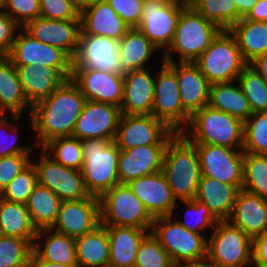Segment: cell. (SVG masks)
Wrapping results in <instances>:
<instances>
[{
	"label": "cell",
	"instance_id": "obj_1",
	"mask_svg": "<svg viewBox=\"0 0 267 267\" xmlns=\"http://www.w3.org/2000/svg\"><path fill=\"white\" fill-rule=\"evenodd\" d=\"M85 96L78 85L66 79L46 99L36 103L32 110L31 127L41 148L58 137H71L84 104Z\"/></svg>",
	"mask_w": 267,
	"mask_h": 267
},
{
	"label": "cell",
	"instance_id": "obj_2",
	"mask_svg": "<svg viewBox=\"0 0 267 267\" xmlns=\"http://www.w3.org/2000/svg\"><path fill=\"white\" fill-rule=\"evenodd\" d=\"M162 172L178 201L195 199L201 169L198 151L182 133H176L165 148Z\"/></svg>",
	"mask_w": 267,
	"mask_h": 267
},
{
	"label": "cell",
	"instance_id": "obj_3",
	"mask_svg": "<svg viewBox=\"0 0 267 267\" xmlns=\"http://www.w3.org/2000/svg\"><path fill=\"white\" fill-rule=\"evenodd\" d=\"M222 29L206 20L192 5L181 11L172 44L163 53V62H175L172 58L178 53L179 62H195L210 46Z\"/></svg>",
	"mask_w": 267,
	"mask_h": 267
},
{
	"label": "cell",
	"instance_id": "obj_4",
	"mask_svg": "<svg viewBox=\"0 0 267 267\" xmlns=\"http://www.w3.org/2000/svg\"><path fill=\"white\" fill-rule=\"evenodd\" d=\"M187 128L182 134L193 144L243 149L244 122L208 105L190 117Z\"/></svg>",
	"mask_w": 267,
	"mask_h": 267
},
{
	"label": "cell",
	"instance_id": "obj_5",
	"mask_svg": "<svg viewBox=\"0 0 267 267\" xmlns=\"http://www.w3.org/2000/svg\"><path fill=\"white\" fill-rule=\"evenodd\" d=\"M83 164L81 175L91 196L100 197L113 186L120 184L118 159L120 149L113 140H81Z\"/></svg>",
	"mask_w": 267,
	"mask_h": 267
},
{
	"label": "cell",
	"instance_id": "obj_6",
	"mask_svg": "<svg viewBox=\"0 0 267 267\" xmlns=\"http://www.w3.org/2000/svg\"><path fill=\"white\" fill-rule=\"evenodd\" d=\"M100 224L151 231L154 217L127 184H117L99 197Z\"/></svg>",
	"mask_w": 267,
	"mask_h": 267
},
{
	"label": "cell",
	"instance_id": "obj_7",
	"mask_svg": "<svg viewBox=\"0 0 267 267\" xmlns=\"http://www.w3.org/2000/svg\"><path fill=\"white\" fill-rule=\"evenodd\" d=\"M153 236L168 252L175 266L207 259L208 239L205 235L185 229L172 216L155 217L151 229Z\"/></svg>",
	"mask_w": 267,
	"mask_h": 267
},
{
	"label": "cell",
	"instance_id": "obj_8",
	"mask_svg": "<svg viewBox=\"0 0 267 267\" xmlns=\"http://www.w3.org/2000/svg\"><path fill=\"white\" fill-rule=\"evenodd\" d=\"M194 63L210 84L237 81L248 65L229 30H222Z\"/></svg>",
	"mask_w": 267,
	"mask_h": 267
},
{
	"label": "cell",
	"instance_id": "obj_9",
	"mask_svg": "<svg viewBox=\"0 0 267 267\" xmlns=\"http://www.w3.org/2000/svg\"><path fill=\"white\" fill-rule=\"evenodd\" d=\"M253 240L228 220L219 221L208 238L207 259L217 267H243L252 263Z\"/></svg>",
	"mask_w": 267,
	"mask_h": 267
},
{
	"label": "cell",
	"instance_id": "obj_10",
	"mask_svg": "<svg viewBox=\"0 0 267 267\" xmlns=\"http://www.w3.org/2000/svg\"><path fill=\"white\" fill-rule=\"evenodd\" d=\"M154 82L152 115L164 122L172 131L182 133L189 124L190 115L182 106L175 72L162 62Z\"/></svg>",
	"mask_w": 267,
	"mask_h": 267
},
{
	"label": "cell",
	"instance_id": "obj_11",
	"mask_svg": "<svg viewBox=\"0 0 267 267\" xmlns=\"http://www.w3.org/2000/svg\"><path fill=\"white\" fill-rule=\"evenodd\" d=\"M17 33L11 51L6 55L13 65L56 68L66 79L72 77V59L61 49L33 38L23 28Z\"/></svg>",
	"mask_w": 267,
	"mask_h": 267
},
{
	"label": "cell",
	"instance_id": "obj_12",
	"mask_svg": "<svg viewBox=\"0 0 267 267\" xmlns=\"http://www.w3.org/2000/svg\"><path fill=\"white\" fill-rule=\"evenodd\" d=\"M175 134L153 115L122 114L114 142L120 150L136 146L167 145Z\"/></svg>",
	"mask_w": 267,
	"mask_h": 267
},
{
	"label": "cell",
	"instance_id": "obj_13",
	"mask_svg": "<svg viewBox=\"0 0 267 267\" xmlns=\"http://www.w3.org/2000/svg\"><path fill=\"white\" fill-rule=\"evenodd\" d=\"M186 5L163 0H145L140 24L137 28L159 50L172 44L180 11Z\"/></svg>",
	"mask_w": 267,
	"mask_h": 267
},
{
	"label": "cell",
	"instance_id": "obj_14",
	"mask_svg": "<svg viewBox=\"0 0 267 267\" xmlns=\"http://www.w3.org/2000/svg\"><path fill=\"white\" fill-rule=\"evenodd\" d=\"M119 41L101 35L79 34L72 69H91L124 75L120 66Z\"/></svg>",
	"mask_w": 267,
	"mask_h": 267
},
{
	"label": "cell",
	"instance_id": "obj_15",
	"mask_svg": "<svg viewBox=\"0 0 267 267\" xmlns=\"http://www.w3.org/2000/svg\"><path fill=\"white\" fill-rule=\"evenodd\" d=\"M195 146L198 151L201 176L211 177L242 189L243 149L210 144H195Z\"/></svg>",
	"mask_w": 267,
	"mask_h": 267
},
{
	"label": "cell",
	"instance_id": "obj_16",
	"mask_svg": "<svg viewBox=\"0 0 267 267\" xmlns=\"http://www.w3.org/2000/svg\"><path fill=\"white\" fill-rule=\"evenodd\" d=\"M40 185L49 188L62 201L81 200L91 197L79 170L55 162L43 151L39 162L31 161Z\"/></svg>",
	"mask_w": 267,
	"mask_h": 267
},
{
	"label": "cell",
	"instance_id": "obj_17",
	"mask_svg": "<svg viewBox=\"0 0 267 267\" xmlns=\"http://www.w3.org/2000/svg\"><path fill=\"white\" fill-rule=\"evenodd\" d=\"M121 115L120 107L86 100L72 137L114 141Z\"/></svg>",
	"mask_w": 267,
	"mask_h": 267
},
{
	"label": "cell",
	"instance_id": "obj_18",
	"mask_svg": "<svg viewBox=\"0 0 267 267\" xmlns=\"http://www.w3.org/2000/svg\"><path fill=\"white\" fill-rule=\"evenodd\" d=\"M100 225L99 198L62 201L51 230L72 238L93 231Z\"/></svg>",
	"mask_w": 267,
	"mask_h": 267
},
{
	"label": "cell",
	"instance_id": "obj_19",
	"mask_svg": "<svg viewBox=\"0 0 267 267\" xmlns=\"http://www.w3.org/2000/svg\"><path fill=\"white\" fill-rule=\"evenodd\" d=\"M71 79L86 100L120 107L123 101V75L91 69H72Z\"/></svg>",
	"mask_w": 267,
	"mask_h": 267
},
{
	"label": "cell",
	"instance_id": "obj_20",
	"mask_svg": "<svg viewBox=\"0 0 267 267\" xmlns=\"http://www.w3.org/2000/svg\"><path fill=\"white\" fill-rule=\"evenodd\" d=\"M33 38L63 50L71 59L78 48L80 19L58 20L37 17L22 27Z\"/></svg>",
	"mask_w": 267,
	"mask_h": 267
},
{
	"label": "cell",
	"instance_id": "obj_21",
	"mask_svg": "<svg viewBox=\"0 0 267 267\" xmlns=\"http://www.w3.org/2000/svg\"><path fill=\"white\" fill-rule=\"evenodd\" d=\"M126 184L154 218L173 216L176 198L162 170L133 179Z\"/></svg>",
	"mask_w": 267,
	"mask_h": 267
},
{
	"label": "cell",
	"instance_id": "obj_22",
	"mask_svg": "<svg viewBox=\"0 0 267 267\" xmlns=\"http://www.w3.org/2000/svg\"><path fill=\"white\" fill-rule=\"evenodd\" d=\"M176 74L184 110L192 116L208 105L210 83L194 62H165Z\"/></svg>",
	"mask_w": 267,
	"mask_h": 267
},
{
	"label": "cell",
	"instance_id": "obj_23",
	"mask_svg": "<svg viewBox=\"0 0 267 267\" xmlns=\"http://www.w3.org/2000/svg\"><path fill=\"white\" fill-rule=\"evenodd\" d=\"M166 146L147 145L120 150L118 159L120 184L161 171Z\"/></svg>",
	"mask_w": 267,
	"mask_h": 267
},
{
	"label": "cell",
	"instance_id": "obj_24",
	"mask_svg": "<svg viewBox=\"0 0 267 267\" xmlns=\"http://www.w3.org/2000/svg\"><path fill=\"white\" fill-rule=\"evenodd\" d=\"M123 101L120 106L124 115H152L154 82L148 69H137L123 75Z\"/></svg>",
	"mask_w": 267,
	"mask_h": 267
},
{
	"label": "cell",
	"instance_id": "obj_25",
	"mask_svg": "<svg viewBox=\"0 0 267 267\" xmlns=\"http://www.w3.org/2000/svg\"><path fill=\"white\" fill-rule=\"evenodd\" d=\"M228 221L252 240L267 232V199L240 189Z\"/></svg>",
	"mask_w": 267,
	"mask_h": 267
},
{
	"label": "cell",
	"instance_id": "obj_26",
	"mask_svg": "<svg viewBox=\"0 0 267 267\" xmlns=\"http://www.w3.org/2000/svg\"><path fill=\"white\" fill-rule=\"evenodd\" d=\"M80 34L101 35L119 41L130 29L106 0L80 10Z\"/></svg>",
	"mask_w": 267,
	"mask_h": 267
},
{
	"label": "cell",
	"instance_id": "obj_27",
	"mask_svg": "<svg viewBox=\"0 0 267 267\" xmlns=\"http://www.w3.org/2000/svg\"><path fill=\"white\" fill-rule=\"evenodd\" d=\"M17 69L25 97L33 107L52 94L66 78L56 69L48 66L33 67L14 65Z\"/></svg>",
	"mask_w": 267,
	"mask_h": 267
},
{
	"label": "cell",
	"instance_id": "obj_28",
	"mask_svg": "<svg viewBox=\"0 0 267 267\" xmlns=\"http://www.w3.org/2000/svg\"><path fill=\"white\" fill-rule=\"evenodd\" d=\"M109 238V265L134 267L142 240L151 232L137 227L106 226Z\"/></svg>",
	"mask_w": 267,
	"mask_h": 267
},
{
	"label": "cell",
	"instance_id": "obj_29",
	"mask_svg": "<svg viewBox=\"0 0 267 267\" xmlns=\"http://www.w3.org/2000/svg\"><path fill=\"white\" fill-rule=\"evenodd\" d=\"M32 106L28 103L16 67L6 55H0V111L9 115L14 121L22 116L26 107Z\"/></svg>",
	"mask_w": 267,
	"mask_h": 267
},
{
	"label": "cell",
	"instance_id": "obj_30",
	"mask_svg": "<svg viewBox=\"0 0 267 267\" xmlns=\"http://www.w3.org/2000/svg\"><path fill=\"white\" fill-rule=\"evenodd\" d=\"M42 236L43 239L47 238L43 245L45 247L42 246V242H38ZM31 259H42L66 266H78L75 238L58 233L51 228L40 229L33 243Z\"/></svg>",
	"mask_w": 267,
	"mask_h": 267
},
{
	"label": "cell",
	"instance_id": "obj_31",
	"mask_svg": "<svg viewBox=\"0 0 267 267\" xmlns=\"http://www.w3.org/2000/svg\"><path fill=\"white\" fill-rule=\"evenodd\" d=\"M240 189L214 178L201 176L195 199L205 203L219 220H228Z\"/></svg>",
	"mask_w": 267,
	"mask_h": 267
},
{
	"label": "cell",
	"instance_id": "obj_32",
	"mask_svg": "<svg viewBox=\"0 0 267 267\" xmlns=\"http://www.w3.org/2000/svg\"><path fill=\"white\" fill-rule=\"evenodd\" d=\"M228 30L235 37L247 64L267 53V22L241 18Z\"/></svg>",
	"mask_w": 267,
	"mask_h": 267
},
{
	"label": "cell",
	"instance_id": "obj_33",
	"mask_svg": "<svg viewBox=\"0 0 267 267\" xmlns=\"http://www.w3.org/2000/svg\"><path fill=\"white\" fill-rule=\"evenodd\" d=\"M208 106L237 117L243 122L252 114L249 101L237 81L211 84Z\"/></svg>",
	"mask_w": 267,
	"mask_h": 267
},
{
	"label": "cell",
	"instance_id": "obj_34",
	"mask_svg": "<svg viewBox=\"0 0 267 267\" xmlns=\"http://www.w3.org/2000/svg\"><path fill=\"white\" fill-rule=\"evenodd\" d=\"M78 267H106L109 265V238L106 226L75 238Z\"/></svg>",
	"mask_w": 267,
	"mask_h": 267
},
{
	"label": "cell",
	"instance_id": "obj_35",
	"mask_svg": "<svg viewBox=\"0 0 267 267\" xmlns=\"http://www.w3.org/2000/svg\"><path fill=\"white\" fill-rule=\"evenodd\" d=\"M119 44L120 66L124 73L145 69L154 51L158 50L137 27L130 28Z\"/></svg>",
	"mask_w": 267,
	"mask_h": 267
},
{
	"label": "cell",
	"instance_id": "obj_36",
	"mask_svg": "<svg viewBox=\"0 0 267 267\" xmlns=\"http://www.w3.org/2000/svg\"><path fill=\"white\" fill-rule=\"evenodd\" d=\"M0 228L5 236L28 240L32 245L38 230L33 225L26 204L0 197Z\"/></svg>",
	"mask_w": 267,
	"mask_h": 267
},
{
	"label": "cell",
	"instance_id": "obj_37",
	"mask_svg": "<svg viewBox=\"0 0 267 267\" xmlns=\"http://www.w3.org/2000/svg\"><path fill=\"white\" fill-rule=\"evenodd\" d=\"M62 200L49 188L40 185L34 187L26 202L33 225L37 230L51 228L55 223Z\"/></svg>",
	"mask_w": 267,
	"mask_h": 267
},
{
	"label": "cell",
	"instance_id": "obj_38",
	"mask_svg": "<svg viewBox=\"0 0 267 267\" xmlns=\"http://www.w3.org/2000/svg\"><path fill=\"white\" fill-rule=\"evenodd\" d=\"M242 189L267 199V155L244 152Z\"/></svg>",
	"mask_w": 267,
	"mask_h": 267
},
{
	"label": "cell",
	"instance_id": "obj_39",
	"mask_svg": "<svg viewBox=\"0 0 267 267\" xmlns=\"http://www.w3.org/2000/svg\"><path fill=\"white\" fill-rule=\"evenodd\" d=\"M55 162L75 170H81L83 164L81 140L75 137H58L47 142L41 149ZM51 152V153H50ZM53 152V153H52Z\"/></svg>",
	"mask_w": 267,
	"mask_h": 267
},
{
	"label": "cell",
	"instance_id": "obj_40",
	"mask_svg": "<svg viewBox=\"0 0 267 267\" xmlns=\"http://www.w3.org/2000/svg\"><path fill=\"white\" fill-rule=\"evenodd\" d=\"M206 20L222 30H228L238 22V11L234 0H195L191 4Z\"/></svg>",
	"mask_w": 267,
	"mask_h": 267
},
{
	"label": "cell",
	"instance_id": "obj_41",
	"mask_svg": "<svg viewBox=\"0 0 267 267\" xmlns=\"http://www.w3.org/2000/svg\"><path fill=\"white\" fill-rule=\"evenodd\" d=\"M243 94L249 101L252 113L267 112V83L249 65L238 76Z\"/></svg>",
	"mask_w": 267,
	"mask_h": 267
},
{
	"label": "cell",
	"instance_id": "obj_42",
	"mask_svg": "<svg viewBox=\"0 0 267 267\" xmlns=\"http://www.w3.org/2000/svg\"><path fill=\"white\" fill-rule=\"evenodd\" d=\"M243 151L267 155V112H255L244 122Z\"/></svg>",
	"mask_w": 267,
	"mask_h": 267
},
{
	"label": "cell",
	"instance_id": "obj_43",
	"mask_svg": "<svg viewBox=\"0 0 267 267\" xmlns=\"http://www.w3.org/2000/svg\"><path fill=\"white\" fill-rule=\"evenodd\" d=\"M33 245L26 239L0 237V267H30Z\"/></svg>",
	"mask_w": 267,
	"mask_h": 267
},
{
	"label": "cell",
	"instance_id": "obj_44",
	"mask_svg": "<svg viewBox=\"0 0 267 267\" xmlns=\"http://www.w3.org/2000/svg\"><path fill=\"white\" fill-rule=\"evenodd\" d=\"M37 184V172L31 162L4 188L0 197L10 202L26 204Z\"/></svg>",
	"mask_w": 267,
	"mask_h": 267
},
{
	"label": "cell",
	"instance_id": "obj_45",
	"mask_svg": "<svg viewBox=\"0 0 267 267\" xmlns=\"http://www.w3.org/2000/svg\"><path fill=\"white\" fill-rule=\"evenodd\" d=\"M134 267H175L168 252L150 232L140 243Z\"/></svg>",
	"mask_w": 267,
	"mask_h": 267
},
{
	"label": "cell",
	"instance_id": "obj_46",
	"mask_svg": "<svg viewBox=\"0 0 267 267\" xmlns=\"http://www.w3.org/2000/svg\"><path fill=\"white\" fill-rule=\"evenodd\" d=\"M179 202H183V204L188 207L184 216L185 221L177 220V222L185 229L204 235L202 233H204V230H206L208 226L214 228L219 222V220L212 214L209 207L205 203L198 201L197 199L182 200Z\"/></svg>",
	"mask_w": 267,
	"mask_h": 267
},
{
	"label": "cell",
	"instance_id": "obj_47",
	"mask_svg": "<svg viewBox=\"0 0 267 267\" xmlns=\"http://www.w3.org/2000/svg\"><path fill=\"white\" fill-rule=\"evenodd\" d=\"M21 28L40 17L39 0H5L3 9Z\"/></svg>",
	"mask_w": 267,
	"mask_h": 267
},
{
	"label": "cell",
	"instance_id": "obj_48",
	"mask_svg": "<svg viewBox=\"0 0 267 267\" xmlns=\"http://www.w3.org/2000/svg\"><path fill=\"white\" fill-rule=\"evenodd\" d=\"M40 17L46 19H80V10L74 0H39Z\"/></svg>",
	"mask_w": 267,
	"mask_h": 267
},
{
	"label": "cell",
	"instance_id": "obj_49",
	"mask_svg": "<svg viewBox=\"0 0 267 267\" xmlns=\"http://www.w3.org/2000/svg\"><path fill=\"white\" fill-rule=\"evenodd\" d=\"M30 155L32 154H14L0 158V193L31 163Z\"/></svg>",
	"mask_w": 267,
	"mask_h": 267
},
{
	"label": "cell",
	"instance_id": "obj_50",
	"mask_svg": "<svg viewBox=\"0 0 267 267\" xmlns=\"http://www.w3.org/2000/svg\"><path fill=\"white\" fill-rule=\"evenodd\" d=\"M130 28L140 24L142 9L145 0H106Z\"/></svg>",
	"mask_w": 267,
	"mask_h": 267
},
{
	"label": "cell",
	"instance_id": "obj_51",
	"mask_svg": "<svg viewBox=\"0 0 267 267\" xmlns=\"http://www.w3.org/2000/svg\"><path fill=\"white\" fill-rule=\"evenodd\" d=\"M9 121L10 120H8L7 114L6 115L3 114L0 117V136H1L0 137V158L5 157V156H9V155H14V154H31L32 148H33L31 145L30 146H28V145L27 146L26 145L20 146V145L16 144V139L13 142H11V141L9 142V140H11V139H9V136H10V138H12V140H14V138H15L14 134H17V129H16L17 127L11 128ZM9 127H10V129L8 130ZM8 132L10 134L13 133L12 136ZM5 139H7L8 141Z\"/></svg>",
	"mask_w": 267,
	"mask_h": 267
},
{
	"label": "cell",
	"instance_id": "obj_52",
	"mask_svg": "<svg viewBox=\"0 0 267 267\" xmlns=\"http://www.w3.org/2000/svg\"><path fill=\"white\" fill-rule=\"evenodd\" d=\"M19 26L4 10H0V55H7L11 51Z\"/></svg>",
	"mask_w": 267,
	"mask_h": 267
},
{
	"label": "cell",
	"instance_id": "obj_53",
	"mask_svg": "<svg viewBox=\"0 0 267 267\" xmlns=\"http://www.w3.org/2000/svg\"><path fill=\"white\" fill-rule=\"evenodd\" d=\"M252 263L256 267H267V232L253 239Z\"/></svg>",
	"mask_w": 267,
	"mask_h": 267
},
{
	"label": "cell",
	"instance_id": "obj_54",
	"mask_svg": "<svg viewBox=\"0 0 267 267\" xmlns=\"http://www.w3.org/2000/svg\"><path fill=\"white\" fill-rule=\"evenodd\" d=\"M246 19L267 22V0H258Z\"/></svg>",
	"mask_w": 267,
	"mask_h": 267
},
{
	"label": "cell",
	"instance_id": "obj_55",
	"mask_svg": "<svg viewBox=\"0 0 267 267\" xmlns=\"http://www.w3.org/2000/svg\"><path fill=\"white\" fill-rule=\"evenodd\" d=\"M248 65L253 68L267 83V53L258 56Z\"/></svg>",
	"mask_w": 267,
	"mask_h": 267
},
{
	"label": "cell",
	"instance_id": "obj_56",
	"mask_svg": "<svg viewBox=\"0 0 267 267\" xmlns=\"http://www.w3.org/2000/svg\"><path fill=\"white\" fill-rule=\"evenodd\" d=\"M237 11H238V21L241 18H246L249 13L252 11L253 6L258 0H234Z\"/></svg>",
	"mask_w": 267,
	"mask_h": 267
},
{
	"label": "cell",
	"instance_id": "obj_57",
	"mask_svg": "<svg viewBox=\"0 0 267 267\" xmlns=\"http://www.w3.org/2000/svg\"><path fill=\"white\" fill-rule=\"evenodd\" d=\"M30 267H78V266H66L60 263H52L42 259H31Z\"/></svg>",
	"mask_w": 267,
	"mask_h": 267
},
{
	"label": "cell",
	"instance_id": "obj_58",
	"mask_svg": "<svg viewBox=\"0 0 267 267\" xmlns=\"http://www.w3.org/2000/svg\"><path fill=\"white\" fill-rule=\"evenodd\" d=\"M175 267H217V266L215 264H212L208 259H205L198 262L180 264Z\"/></svg>",
	"mask_w": 267,
	"mask_h": 267
},
{
	"label": "cell",
	"instance_id": "obj_59",
	"mask_svg": "<svg viewBox=\"0 0 267 267\" xmlns=\"http://www.w3.org/2000/svg\"><path fill=\"white\" fill-rule=\"evenodd\" d=\"M98 1H102V0H74L75 5L77 6L79 10L83 9L84 7L90 4H94Z\"/></svg>",
	"mask_w": 267,
	"mask_h": 267
},
{
	"label": "cell",
	"instance_id": "obj_60",
	"mask_svg": "<svg viewBox=\"0 0 267 267\" xmlns=\"http://www.w3.org/2000/svg\"><path fill=\"white\" fill-rule=\"evenodd\" d=\"M195 0H182V3L185 5H191Z\"/></svg>",
	"mask_w": 267,
	"mask_h": 267
},
{
	"label": "cell",
	"instance_id": "obj_61",
	"mask_svg": "<svg viewBox=\"0 0 267 267\" xmlns=\"http://www.w3.org/2000/svg\"><path fill=\"white\" fill-rule=\"evenodd\" d=\"M166 2H171V3H182V0H163Z\"/></svg>",
	"mask_w": 267,
	"mask_h": 267
},
{
	"label": "cell",
	"instance_id": "obj_62",
	"mask_svg": "<svg viewBox=\"0 0 267 267\" xmlns=\"http://www.w3.org/2000/svg\"><path fill=\"white\" fill-rule=\"evenodd\" d=\"M5 0H0V10L4 9Z\"/></svg>",
	"mask_w": 267,
	"mask_h": 267
},
{
	"label": "cell",
	"instance_id": "obj_63",
	"mask_svg": "<svg viewBox=\"0 0 267 267\" xmlns=\"http://www.w3.org/2000/svg\"><path fill=\"white\" fill-rule=\"evenodd\" d=\"M3 235L2 231H1V228H0V237Z\"/></svg>",
	"mask_w": 267,
	"mask_h": 267
}]
</instances>
